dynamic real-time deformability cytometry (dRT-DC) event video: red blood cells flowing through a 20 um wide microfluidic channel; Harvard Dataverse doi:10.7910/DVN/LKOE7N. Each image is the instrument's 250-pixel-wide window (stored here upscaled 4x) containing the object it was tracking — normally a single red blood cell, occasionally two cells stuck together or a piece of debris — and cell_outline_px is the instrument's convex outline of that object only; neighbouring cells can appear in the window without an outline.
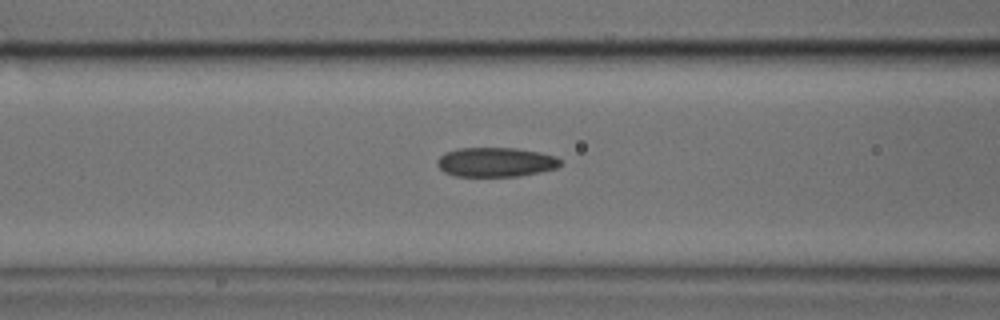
{"species": "common noctule bat (a hibernating species)", "species_latin": "Nyctalus noctula", "temperature_condition": "cold", "stored_images_in_passage": 43, "camera_frame_rate_fps": 3000, "um_per_image_px": 0.085, "animal": {"sex": "male", "body_mass_g": 17.9, "forearm_length_mm": 54.2}, "frame": {"image": 1, "passage_image": 18, "time_ms": 5.667, "image_size_px": [1000, 320], "cell_outline_px": [[560, 164], [556, 168], [540, 172], [520, 176], [456, 176], [444, 172], [436, 164], [436, 160], [444, 152], [456, 148], [516, 148], [540, 152], [556, 156], [560, 160]], "centroid_in_image_um": [42.11, 13.77], "position_along_channel_um": 124.5, "area_um2": 21.21}}
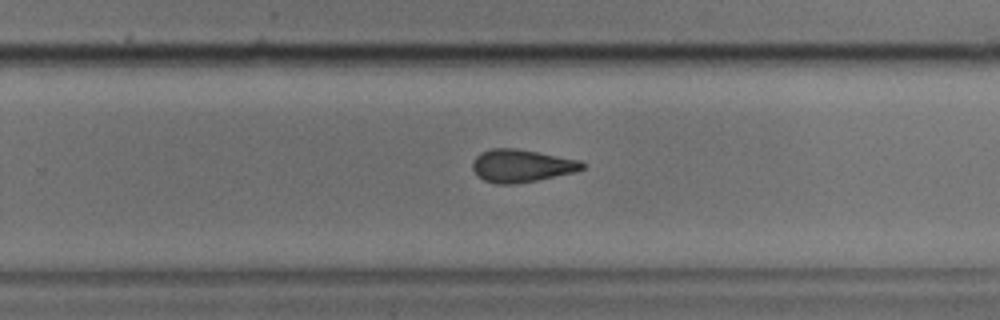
{"frame": {"image": 2, "passage_image": 30, "time_ms": 9.667, "image_size_px": [1000, 320], "cell_outline_px": [[588, 164], [584, 168], [576, 172], [516, 184], [496, 184], [484, 180], [472, 168], [472, 160], [480, 152], [492, 148], [516, 148], [580, 160]], "centroid_in_image_um": [44.34, 14.08], "position_along_channel_um": 285.5, "area_um2": 20.98}}
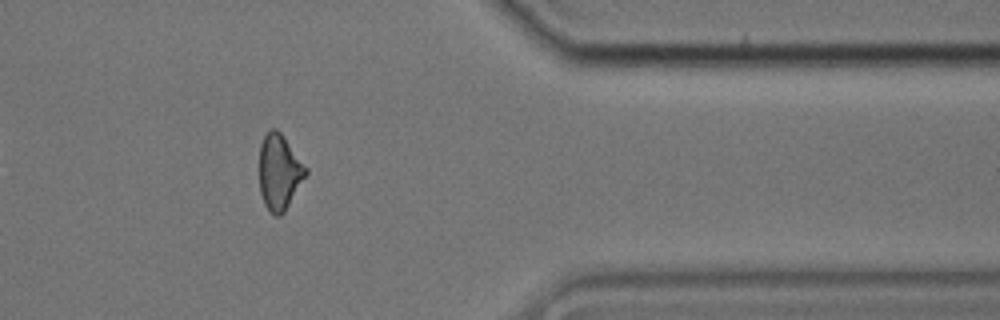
{"frame": {"image": 3, "passage_image": 39, "time_ms": 12.667, "image_size_px": [1000, 320], "cell_outline_px": [[308, 172], [284, 212], [280, 216], [276, 216], [264, 204], [260, 192], [260, 144], [264, 136], [272, 128], [276, 128], [280, 132], [308, 168]], "centroid_in_image_um": [23.75, 14.61], "position_along_channel_um": 387.7, "area_um2": 20.17}}